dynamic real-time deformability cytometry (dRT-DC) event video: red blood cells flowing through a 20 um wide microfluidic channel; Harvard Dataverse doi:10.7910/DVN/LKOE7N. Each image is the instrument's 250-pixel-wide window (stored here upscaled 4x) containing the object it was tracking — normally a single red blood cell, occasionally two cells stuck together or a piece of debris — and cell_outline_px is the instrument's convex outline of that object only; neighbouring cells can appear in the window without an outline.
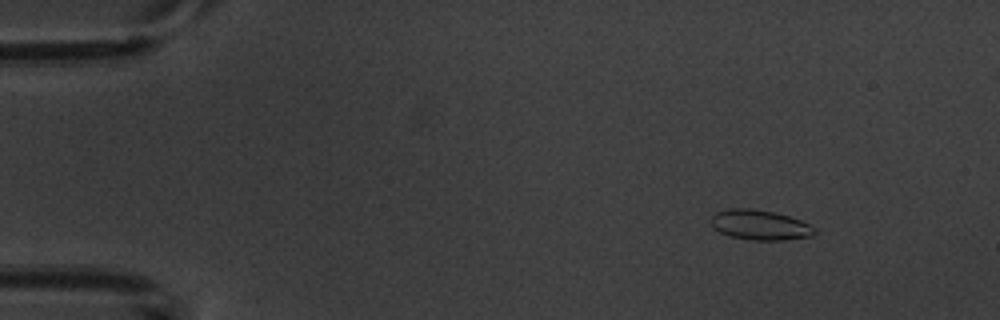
{"species": "common noctule bat (a hibernating species)", "species_latin": "Nyctalus noctula", "temperature_condition": "warm", "stored_images_in_passage": 5, "camera_frame_rate_fps": 3000, "um_per_image_px": 0.085, "animal": {"sex": "male", "body_mass_g": 20.1, "forearm_length_mm": 53.5}, "frame": {"image": 1, "passage_image": 2, "time_ms": 1.0, "image_size_px": [1000, 320], "cell_outline_px": [[816, 232], [812, 236], [780, 240], [752, 240], [732, 236], [720, 232], [712, 228], [708, 220], [716, 212], [732, 208], [752, 208], [772, 212], [788, 216], [800, 220], [816, 228]], "centroid_in_image_um": [64.55, 19.12], "position_along_channel_um": 20.4, "area_um2": 18.09}}
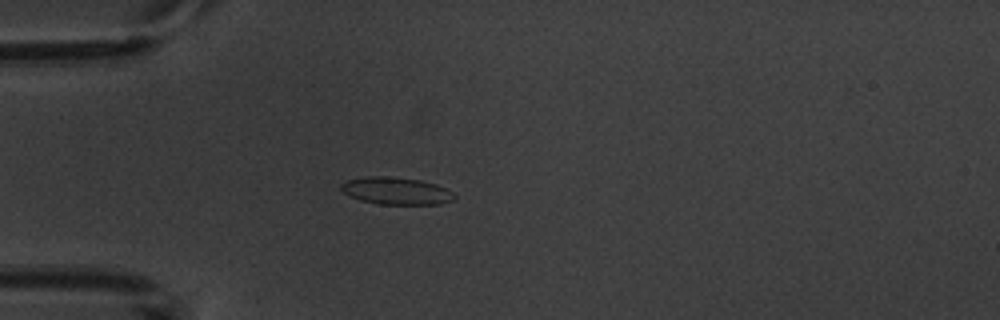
{"frame": {"image": 2, "passage_image": 4, "time_ms": 4.0, "image_size_px": [1000, 320], "cell_outline_px": [[456, 196], [452, 200], [440, 204], [376, 204], [360, 200], [344, 192], [340, 188], [340, 184], [348, 180], [368, 176], [384, 176], [420, 180], [436, 184], [452, 192]], "centroid_in_image_um": [33.67, 16.23], "position_along_channel_um": 51.3, "area_um2": 17.8}}